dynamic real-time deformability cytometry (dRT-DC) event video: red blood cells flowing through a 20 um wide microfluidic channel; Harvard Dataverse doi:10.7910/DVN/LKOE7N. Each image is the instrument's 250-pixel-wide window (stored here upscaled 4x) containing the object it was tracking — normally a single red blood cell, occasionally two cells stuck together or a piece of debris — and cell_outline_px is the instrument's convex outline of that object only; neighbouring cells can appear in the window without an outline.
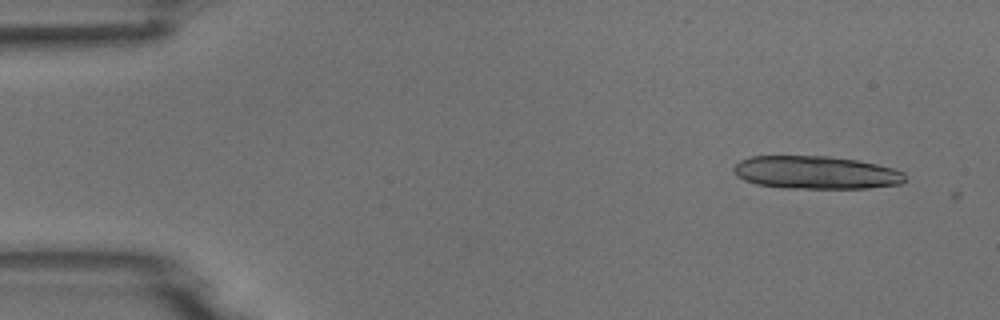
{"species": "common noctule bat (a hibernating species)", "species_latin": "Nyctalus noctula", "temperature_condition": "room temperature", "stored_images_in_passage": 3, "camera_frame_rate_fps": 3000, "um_per_image_px": 0.085, "animal": {"sex": "male", "body_mass_g": 18.8}, "frame": {"image": 1, "passage_image": 1, "time_ms": 0.0, "image_size_px": [1000, 320], "cell_outline_px": [[904, 180], [900, 184], [868, 188], [784, 188], [756, 184], [744, 180], [736, 176], [732, 172], [732, 168], [740, 160], [752, 156], [828, 156], [856, 160], [876, 164], [892, 168], [904, 172]], "centroid_in_image_um": [69.3, 14.66], "position_along_channel_um": 15.7, "area_um2": 32.95}}